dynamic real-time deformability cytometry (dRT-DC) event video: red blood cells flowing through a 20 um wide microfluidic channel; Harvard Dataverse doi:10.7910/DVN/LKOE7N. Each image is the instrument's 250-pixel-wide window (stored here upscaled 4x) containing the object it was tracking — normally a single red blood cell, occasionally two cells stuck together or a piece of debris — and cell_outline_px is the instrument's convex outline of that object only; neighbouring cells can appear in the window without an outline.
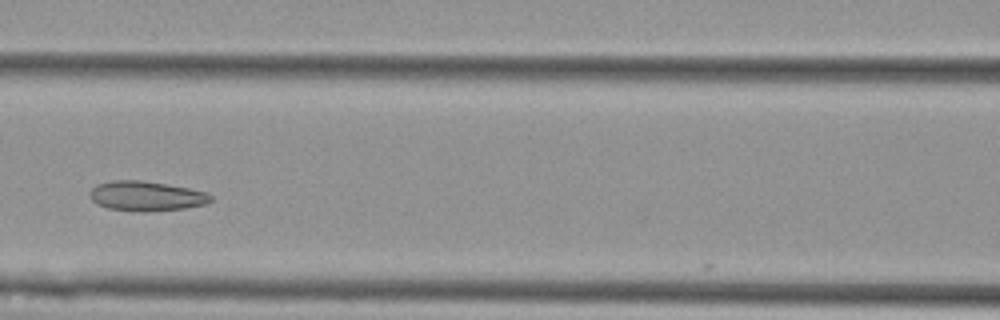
{"species": "Egyptian fruit bat (a non-hibernating species)", "species_latin": "Rousettus aegyptiacus", "temperature_condition": "cold", "stored_images_in_passage": 6, "camera_frame_rate_fps": 3000, "um_per_image_px": 0.085, "animal": {"sex": "female"}, "frame": {"image": 1, "passage_image": 4, "time_ms": 1.0, "image_size_px": [1000, 320], "cell_outline_px": [[212, 200], [208, 204], [184, 208], [140, 212], [108, 208], [96, 204], [88, 196], [88, 192], [96, 184], [112, 180], [140, 180], [188, 188], [204, 192], [212, 196]], "centroid_in_image_um": [12.38, 16.66], "position_along_channel_um": 154.2, "area_um2": 20.98}}
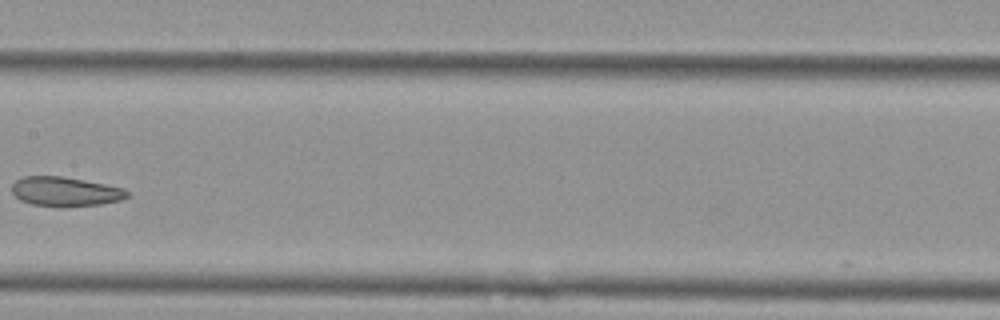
{"frame": {"image": 2, "passage_image": 5, "time_ms": 1.333, "image_size_px": [1000, 320], "cell_outline_px": [[128, 196], [120, 200], [100, 204], [64, 208], [60, 208], [32, 204], [20, 200], [12, 192], [12, 184], [16, 180], [24, 176], [60, 176], [104, 184], [124, 188], [128, 192]], "centroid_in_image_um": [5.52, 16.3], "position_along_channel_um": 201.9, "area_um2": 19.83}}
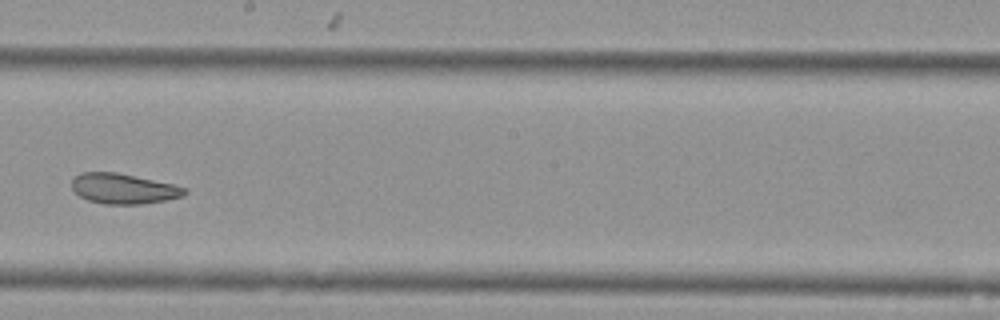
{"frame": {"image": 3, "passage_image": 6, "time_ms": 1.667, "image_size_px": [1000, 320], "cell_outline_px": [[188, 192], [184, 196], [144, 204], [104, 204], [88, 200], [80, 196], [72, 188], [72, 180], [80, 172], [116, 172], [176, 184], [184, 188]], "centroid_in_image_um": [10.52, 16.03], "position_along_channel_um": 237.7, "area_um2": 19.94}}